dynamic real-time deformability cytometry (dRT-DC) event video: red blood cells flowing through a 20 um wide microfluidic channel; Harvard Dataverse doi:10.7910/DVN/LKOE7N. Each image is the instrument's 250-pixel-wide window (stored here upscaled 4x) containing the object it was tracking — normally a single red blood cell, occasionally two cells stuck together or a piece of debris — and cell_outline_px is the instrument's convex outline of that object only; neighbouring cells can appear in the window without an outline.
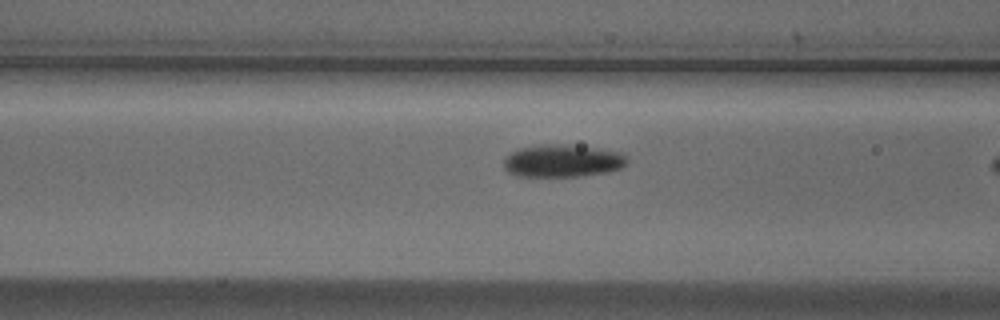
{"species": "Egyptian fruit bat (a non-hibernating species)", "species_latin": "Rousettus aegyptiacus", "temperature_condition": "cold", "stored_images_in_passage": 19, "camera_frame_rate_fps": 3000, "um_per_image_px": 0.085, "animal": {"sex": "male"}, "frame": {"image": 1, "passage_image": 18, "time_ms": 5.667, "image_size_px": [1000, 320], "cell_outline_px": [[628, 164], [620, 168], [604, 172], [580, 176], [516, 176], [508, 172], [504, 168], [504, 160], [508, 152], [516, 148], [544, 144], [568, 144], [624, 152], [628, 160]], "centroid_in_image_um": [47.79, 13.65], "position_along_channel_um": 118.8, "area_um2": 23.7}}